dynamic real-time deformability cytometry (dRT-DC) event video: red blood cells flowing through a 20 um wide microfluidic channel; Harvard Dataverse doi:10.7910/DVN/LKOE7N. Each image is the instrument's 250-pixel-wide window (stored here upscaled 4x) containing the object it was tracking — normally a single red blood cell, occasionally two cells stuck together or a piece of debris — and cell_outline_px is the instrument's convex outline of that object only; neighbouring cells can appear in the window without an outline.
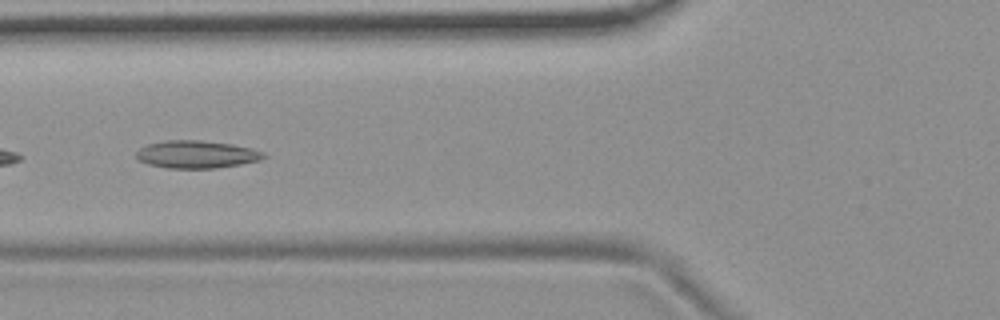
{"species": "common noctule bat (a hibernating species)", "species_latin": "Nyctalus noctula", "temperature_condition": "room temperature", "stored_images_in_passage": 10, "camera_frame_rate_fps": 3000, "um_per_image_px": 0.085, "animal": {"sex": "female", "body_mass_g": 19.9}, "frame": {"image": 1, "passage_image": 6, "time_ms": 1.667, "image_size_px": [1000, 320], "cell_outline_px": [[268, 156], [260, 160], [240, 164], [216, 168], [164, 168], [148, 164], [136, 160], [136, 152], [140, 148], [148, 144], [164, 140], [200, 140], [232, 144], [252, 148], [264, 152]], "centroid_in_image_um": [16.7, 13.12], "position_along_channel_um": 109.1, "area_um2": 20.69}}
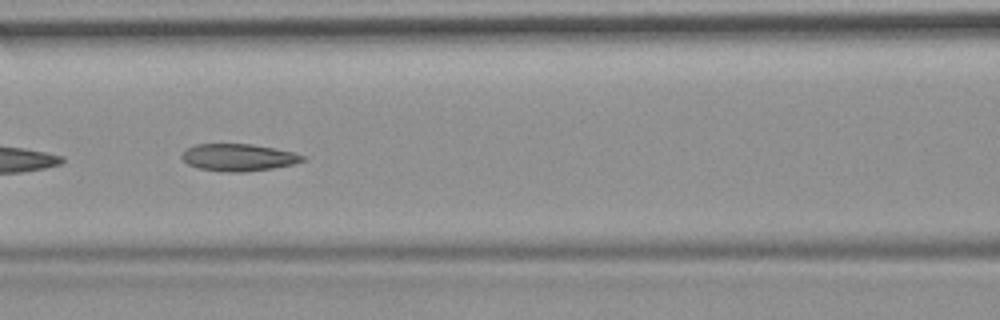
{"frame": {"image": 2, "passage_image": 7, "time_ms": 2.0, "image_size_px": [1000, 320], "cell_outline_px": [[308, 160], [292, 164], [272, 168], [244, 172], [228, 172], [196, 168], [188, 164], [180, 156], [188, 148], [196, 144], [252, 144], [296, 152], [308, 156]], "centroid_in_image_um": [20.33, 13.38], "position_along_channel_um": 146.3, "area_um2": 19.25}}
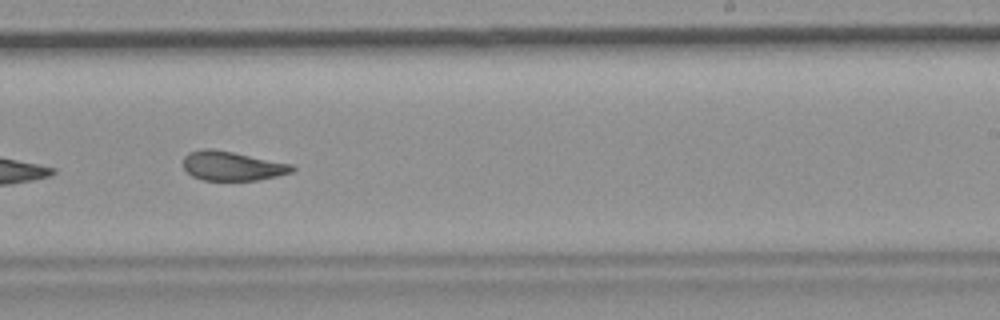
{"frame": {"image": 3, "passage_image": 10, "time_ms": 3.0, "image_size_px": [1000, 320], "cell_outline_px": [[296, 168], [292, 172], [276, 176], [256, 180], [204, 180], [192, 176], [184, 168], [184, 156], [188, 152], [204, 148], [212, 148], [292, 164]], "centroid_in_image_um": [19.72, 14.1], "position_along_channel_um": 269.3, "area_um2": 18.44}}